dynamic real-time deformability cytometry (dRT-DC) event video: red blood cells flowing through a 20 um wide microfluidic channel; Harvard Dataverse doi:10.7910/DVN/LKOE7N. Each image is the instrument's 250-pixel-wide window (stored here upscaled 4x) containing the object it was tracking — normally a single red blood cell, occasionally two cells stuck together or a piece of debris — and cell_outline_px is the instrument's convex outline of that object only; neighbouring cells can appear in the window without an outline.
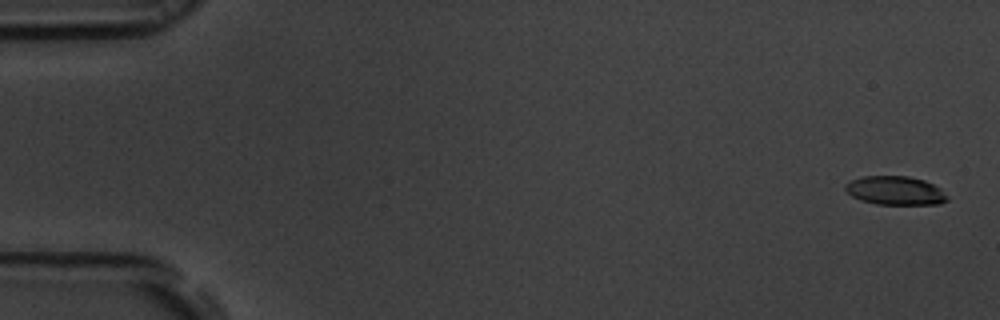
{"species": "common noctule bat (a hibernating species)", "species_latin": "Nyctalus noctula", "temperature_condition": "room temperature", "stored_images_in_passage": 11, "camera_frame_rate_fps": 3000, "um_per_image_px": 0.085, "animal": {"sex": "male", "body_mass_g": 19.5, "forearm_length_mm": 54.6}, "frame": {"image": 1, "passage_image": 2, "time_ms": 0.333, "image_size_px": [1000, 320], "cell_outline_px": [[948, 200], [940, 204], [876, 204], [860, 200], [852, 196], [844, 188], [844, 184], [852, 180], [864, 176], [908, 176], [924, 180], [940, 188], [948, 196]], "centroid_in_image_um": [76.1, 16.2], "position_along_channel_um": 8.9, "area_um2": 17.05}}